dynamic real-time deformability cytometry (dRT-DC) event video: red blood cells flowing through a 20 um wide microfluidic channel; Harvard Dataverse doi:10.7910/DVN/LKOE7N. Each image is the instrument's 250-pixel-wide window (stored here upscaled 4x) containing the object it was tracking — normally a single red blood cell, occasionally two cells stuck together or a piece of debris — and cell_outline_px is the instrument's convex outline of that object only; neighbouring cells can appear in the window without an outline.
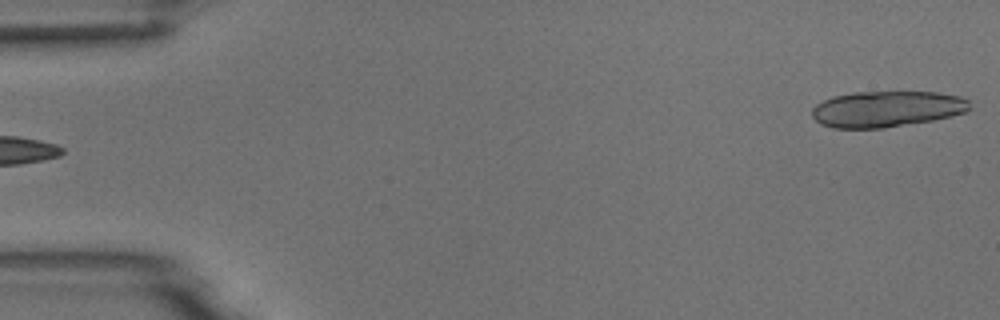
{"species": "common noctule bat (a hibernating species)", "species_latin": "Nyctalus noctula", "temperature_condition": "room temperature", "stored_images_in_passage": 16, "camera_frame_rate_fps": 3000, "um_per_image_px": 0.085, "animal": {"sex": "male", "body_mass_g": 18.8}, "frame": {"image": 1, "passage_image": 1, "time_ms": 0.0, "image_size_px": [1000, 320], "cell_outline_px": [[972, 108], [964, 112], [952, 116], [932, 120], [884, 128], [832, 128], [820, 124], [812, 116], [812, 108], [816, 104], [832, 96], [852, 92], [936, 92], [960, 96], [968, 100]], "centroid_in_image_um": [75.36, 9.26], "position_along_channel_um": 9.6, "area_um2": 33.23}}